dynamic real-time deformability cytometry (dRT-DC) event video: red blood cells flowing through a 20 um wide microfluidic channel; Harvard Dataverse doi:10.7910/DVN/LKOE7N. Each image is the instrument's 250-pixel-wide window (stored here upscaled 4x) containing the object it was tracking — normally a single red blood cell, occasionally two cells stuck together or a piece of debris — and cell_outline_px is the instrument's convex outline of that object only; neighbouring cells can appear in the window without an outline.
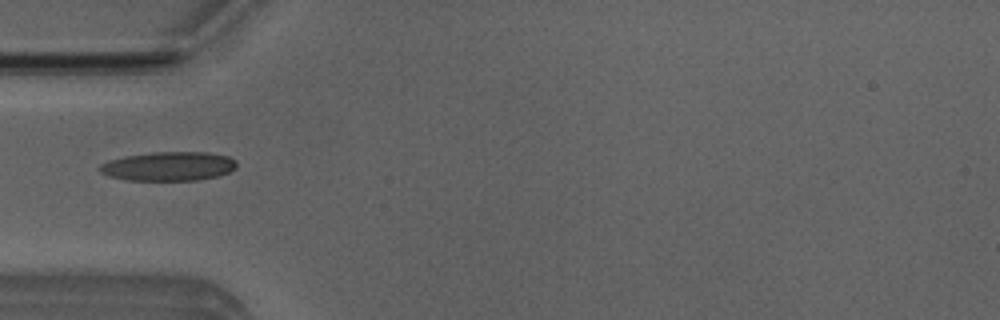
{"species": "Egyptian fruit bat (a non-hibernating species)", "species_latin": "Rousettus aegyptiacus", "temperature_condition": "room temperature", "stored_images_in_passage": 36, "camera_frame_rate_fps": 3000, "um_per_image_px": 0.085, "animal": {"sex": "male"}, "frame": {"image": 1, "passage_image": 1, "time_ms": 0.0, "image_size_px": [1000, 320], "cell_outline_px": [[236, 168], [228, 172], [216, 176], [196, 180], [128, 180], [108, 176], [100, 172], [96, 168], [100, 164], [108, 160], [124, 156], [152, 152], [208, 152], [228, 156], [236, 160]], "centroid_in_image_um": [14.29, 14.12], "position_along_channel_um": 70.7, "area_um2": 23.29}}
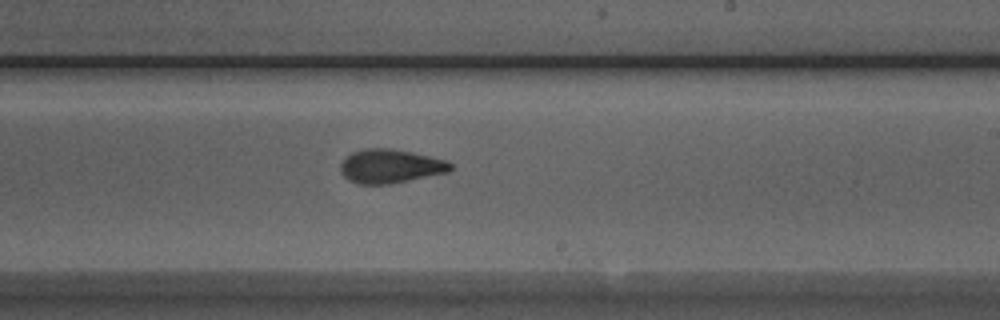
{"frame": {"image": 2, "passage_image": 15, "time_ms": 4.667, "image_size_px": [1000, 320], "cell_outline_px": [[452, 168], [448, 172], [388, 184], [356, 184], [348, 180], [340, 172], [340, 164], [352, 152], [364, 148], [388, 148], [412, 152], [448, 160], [452, 164]], "centroid_in_image_um": [33.17, 14.12], "position_along_channel_um": 255.8, "area_um2": 21.68}}
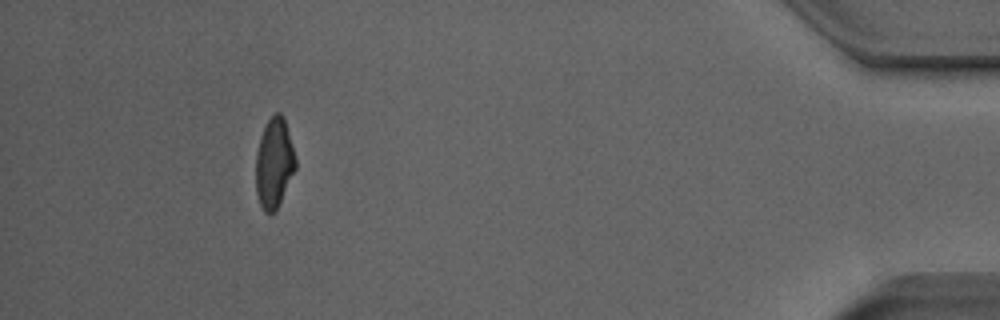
{"frame": {"image": 3, "passage_image": 32, "time_ms": 10.333, "image_size_px": [1000, 320], "cell_outline_px": [[296, 168], [276, 208], [272, 212], [264, 212], [260, 204], [256, 192], [256, 152], [260, 136], [272, 112], [280, 112], [284, 116], [296, 160]], "centroid_in_image_um": [23.29, 13.8], "position_along_channel_um": 411.9, "area_um2": 20.58}}